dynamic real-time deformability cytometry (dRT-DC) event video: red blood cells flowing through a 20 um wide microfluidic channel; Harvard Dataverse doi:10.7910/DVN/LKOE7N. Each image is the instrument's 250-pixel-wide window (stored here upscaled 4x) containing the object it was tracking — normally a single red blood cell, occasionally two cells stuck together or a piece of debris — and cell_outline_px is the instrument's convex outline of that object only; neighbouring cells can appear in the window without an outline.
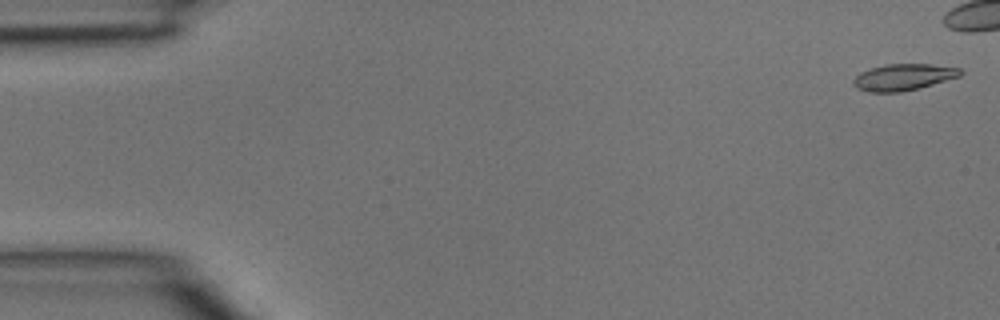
{"species": "common noctule bat (a hibernating species)", "species_latin": "Nyctalus noctula", "temperature_condition": "room temperature", "stored_images_in_passage": 36, "camera_frame_rate_fps": 3000, "um_per_image_px": 0.085, "animal": {"sex": "male", "body_mass_g": 15.6}, "frame": {"image": 1, "passage_image": 1, "time_ms": 0.0, "image_size_px": [1000, 320], "cell_outline_px": [[964, 72], [960, 76], [920, 88], [900, 92], [868, 92], [856, 88], [852, 84], [852, 80], [860, 72], [884, 64], [932, 64], [960, 68]], "centroid_in_image_um": [76.78, 6.56], "position_along_channel_um": 8.2, "area_um2": 16.65}}
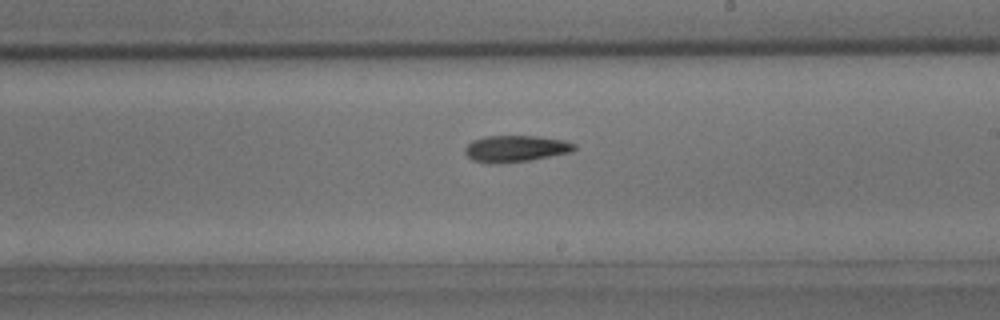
{"frame": {"image": 2, "passage_image": 26, "time_ms": 8.333, "image_size_px": [1000, 320], "cell_outline_px": [[576, 148], [572, 152], [532, 160], [500, 164], [488, 164], [472, 160], [464, 152], [464, 148], [472, 140], [484, 136], [536, 136], [564, 140], [576, 144]], "centroid_in_image_um": [43.81, 12.65], "position_along_channel_um": 245.2, "area_um2": 17.22}}